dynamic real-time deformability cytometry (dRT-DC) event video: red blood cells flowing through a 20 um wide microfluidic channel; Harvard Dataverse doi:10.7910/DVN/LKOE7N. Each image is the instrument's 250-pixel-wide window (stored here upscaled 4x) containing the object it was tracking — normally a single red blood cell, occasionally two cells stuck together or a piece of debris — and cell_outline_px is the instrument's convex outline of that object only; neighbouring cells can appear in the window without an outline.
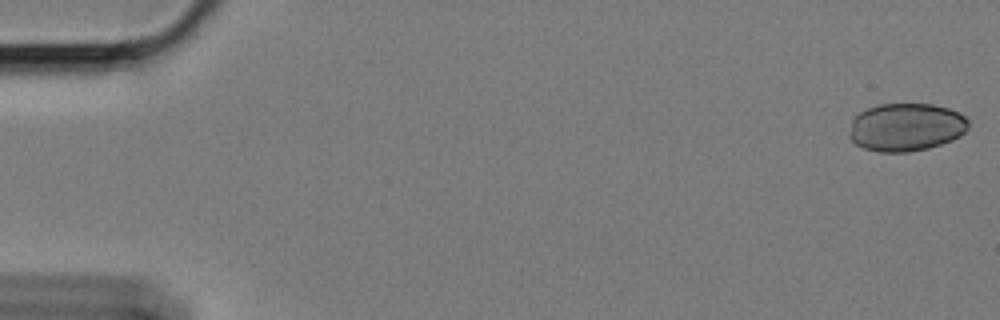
{"species": "Egyptian fruit bat (a non-hibernating species)", "species_latin": "Rousettus aegyptiacus", "temperature_condition": "cold", "stored_images_in_passage": 7, "camera_frame_rate_fps": 3000, "um_per_image_px": 0.085, "animal": {"sex": "female"}, "frame": {"image": 1, "passage_image": 1, "time_ms": 0.0, "image_size_px": [1000, 320], "cell_outline_px": [[968, 128], [960, 136], [952, 140], [928, 148], [908, 152], [880, 152], [864, 148], [856, 144], [848, 136], [852, 120], [860, 112], [868, 108], [880, 104], [932, 104], [948, 108], [960, 112], [968, 120]], "centroid_in_image_um": [77.02, 10.81], "position_along_channel_um": 8.0, "area_um2": 33.35}}